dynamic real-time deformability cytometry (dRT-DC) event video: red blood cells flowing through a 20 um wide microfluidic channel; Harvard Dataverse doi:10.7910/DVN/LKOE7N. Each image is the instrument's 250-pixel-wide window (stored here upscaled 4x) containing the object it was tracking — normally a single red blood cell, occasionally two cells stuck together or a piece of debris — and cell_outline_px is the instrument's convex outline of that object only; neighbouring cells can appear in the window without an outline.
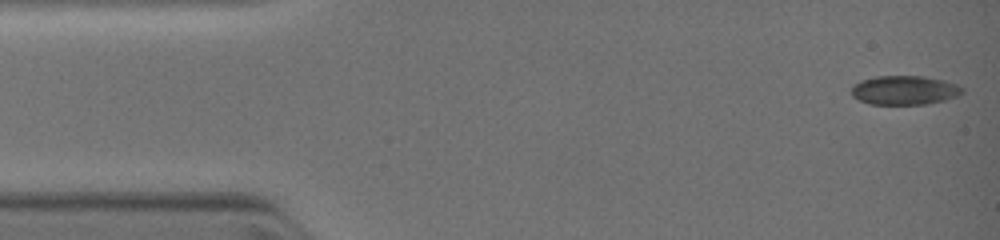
{"species": "common noctule bat (a hibernating species)", "species_latin": "Nyctalus noctula", "temperature_condition": "warm", "stored_images_in_passage": 12, "camera_frame_rate_fps": 3000, "um_per_image_px": 0.085, "animal": {"sex": "female", "body_mass_g": 19.0, "forearm_length_mm": 51.5}, "frame": {"image": 1, "passage_image": 1, "time_ms": 0.0, "image_size_px": [1000, 240], "cell_outline_px": [[964, 92], [956, 96], [944, 100], [928, 104], [868, 104], [852, 96], [852, 84], [860, 80], [876, 76], [924, 76], [944, 80], [956, 84], [964, 88]], "centroid_in_image_um": [76.87, 7.66], "position_along_channel_um": 8.1, "area_um2": 18.9}}
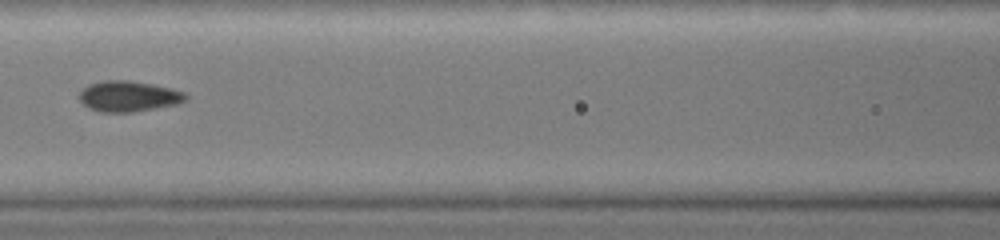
{"frame": {"image": 2, "passage_image": 9, "time_ms": 5.0, "image_size_px": [1000, 240], "cell_outline_px": [[188, 100], [176, 104], [132, 112], [100, 112], [88, 108], [80, 100], [80, 92], [88, 84], [104, 80], [128, 80], [152, 84], [172, 88], [184, 92], [188, 96]], "centroid_in_image_um": [10.94, 8.18], "position_along_channel_um": 155.7, "area_um2": 19.02}}
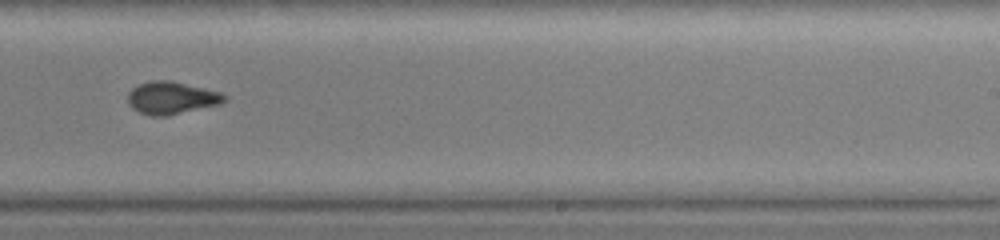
{"frame": {"image": 3, "passage_image": 12, "time_ms": 7.333, "image_size_px": [1000, 240], "cell_outline_px": [[228, 96], [220, 104], [168, 116], [152, 116], [140, 112], [132, 108], [128, 104], [128, 92], [132, 88], [140, 84], [152, 80], [168, 80], [204, 88], [220, 92]], "centroid_in_image_um": [14.56, 8.33], "position_along_channel_um": 274.4, "area_um2": 18.21}}